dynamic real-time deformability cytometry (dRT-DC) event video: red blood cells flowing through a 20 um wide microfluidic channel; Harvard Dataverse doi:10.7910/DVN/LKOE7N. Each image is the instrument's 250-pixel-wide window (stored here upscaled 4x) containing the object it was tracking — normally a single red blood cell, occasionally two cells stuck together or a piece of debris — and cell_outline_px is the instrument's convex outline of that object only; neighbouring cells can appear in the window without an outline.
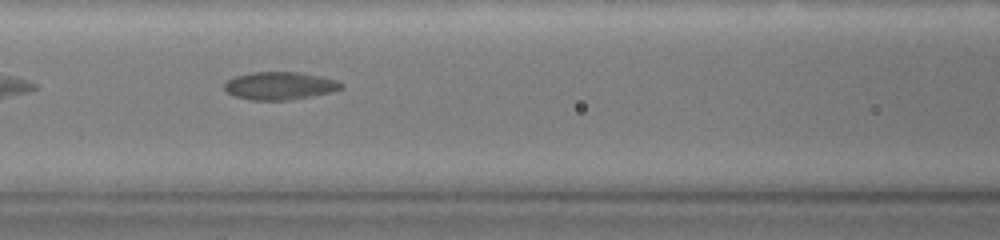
{"species": "common noctule bat (a hibernating species)", "species_latin": "Nyctalus noctula", "temperature_condition": "warm", "stored_images_in_passage": 44, "camera_frame_rate_fps": 3000, "um_per_image_px": 0.085, "animal": {"sex": "female", "body_mass_g": 19.0, "forearm_length_mm": 51.5}, "frame": {"image": 1, "passage_image": 10, "time_ms": 3.0, "image_size_px": [1000, 240], "cell_outline_px": [[344, 88], [332, 92], [292, 100], [248, 100], [232, 96], [224, 88], [224, 84], [228, 80], [236, 76], [252, 72], [300, 72], [320, 76], [336, 80], [344, 84]], "centroid_in_image_um": [23.8, 7.3], "position_along_channel_um": 142.8, "area_um2": 19.13}}
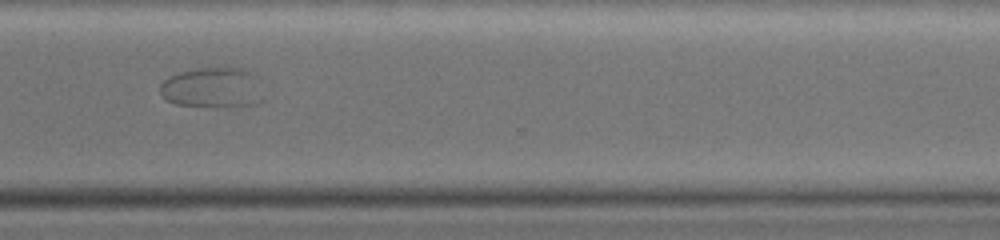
{"frame": {"image": 2, "passage_image": 31, "time_ms": 10.0, "image_size_px": [1000, 240], "cell_outline_px": [[260, 100], [256, 104], [220, 108], [216, 108], [176, 104], [164, 100], [160, 96], [160, 84], [168, 76], [180, 72], [196, 68], [224, 64], [228, 64], [252, 72], [256, 76]], "centroid_in_image_um": [18.0, 7.42], "position_along_channel_um": 352.6, "area_um2": 25.14}}
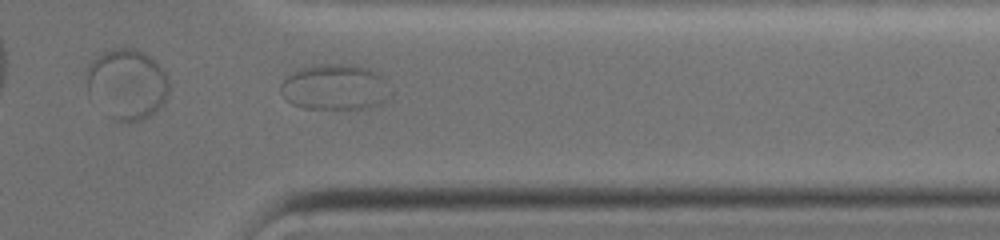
{"frame": {"image": 3, "passage_image": 34, "time_ms": 11.0, "image_size_px": [1000, 240], "cell_outline_px": [[392, 96], [380, 104], [368, 108], [304, 108], [292, 104], [280, 92], [280, 84], [288, 76], [300, 68], [312, 64], [352, 64], [368, 68], [384, 76], [392, 92]], "centroid_in_image_um": [28.52, 7.39], "position_along_channel_um": 382.9, "area_um2": 29.59}}